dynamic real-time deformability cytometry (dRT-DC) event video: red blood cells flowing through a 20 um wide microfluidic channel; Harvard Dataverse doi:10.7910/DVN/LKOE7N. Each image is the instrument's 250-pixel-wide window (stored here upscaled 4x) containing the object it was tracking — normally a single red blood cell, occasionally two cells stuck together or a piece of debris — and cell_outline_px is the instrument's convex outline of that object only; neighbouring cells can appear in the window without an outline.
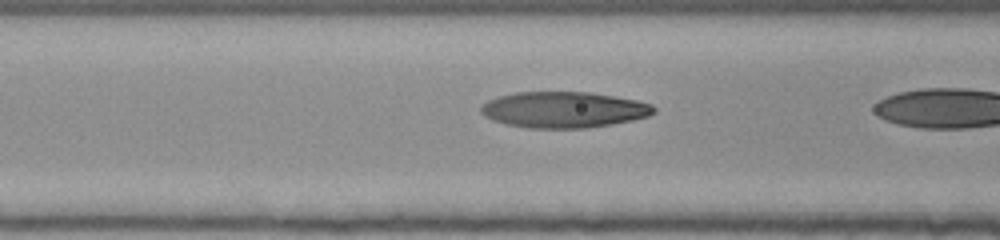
{"species": "human", "species_latin": "Homo sapiens", "temperature_condition": "room temperature", "stored_images_in_passage": 22, "camera_frame_rate_fps": 3000, "um_per_image_px": 0.085, "donor": {"sex": "female"}, "frame": {"image": 1, "passage_image": 20, "time_ms": 6.333, "image_size_px": [1000, 240], "cell_outline_px": [[656, 112], [648, 116], [632, 120], [612, 124], [588, 128], [528, 128], [504, 124], [492, 120], [484, 116], [480, 112], [480, 108], [488, 100], [500, 96], [516, 92], [592, 92], [636, 100], [652, 104], [656, 108]], "centroid_in_image_um": [47.92, 9.33], "position_along_channel_um": 118.7, "area_um2": 36.47}}